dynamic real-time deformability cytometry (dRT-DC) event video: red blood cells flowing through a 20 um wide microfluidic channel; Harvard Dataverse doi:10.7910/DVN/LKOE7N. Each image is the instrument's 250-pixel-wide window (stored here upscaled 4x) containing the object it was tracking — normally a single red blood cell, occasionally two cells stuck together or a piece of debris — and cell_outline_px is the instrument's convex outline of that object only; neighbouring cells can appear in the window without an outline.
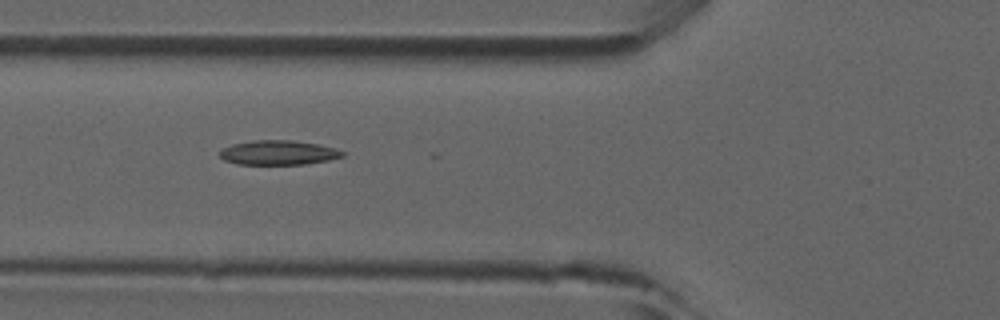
{"species": "common noctule bat (a hibernating species)", "species_latin": "Nyctalus noctula", "temperature_condition": "room temperature", "stored_images_in_passage": 20, "camera_frame_rate_fps": 3000, "um_per_image_px": 0.085, "animal": {"sex": "male", "forearm_length_mm": 52.5}, "frame": {"image": 1, "passage_image": 3, "time_ms": 0.667, "image_size_px": [1000, 320], "cell_outline_px": [[344, 156], [328, 160], [304, 164], [236, 164], [224, 160], [220, 156], [220, 148], [232, 144], [252, 140], [292, 140], [316, 144], [336, 148], [344, 152]], "centroid_in_image_um": [23.62, 12.97], "position_along_channel_um": 102.2, "area_um2": 17.51}}